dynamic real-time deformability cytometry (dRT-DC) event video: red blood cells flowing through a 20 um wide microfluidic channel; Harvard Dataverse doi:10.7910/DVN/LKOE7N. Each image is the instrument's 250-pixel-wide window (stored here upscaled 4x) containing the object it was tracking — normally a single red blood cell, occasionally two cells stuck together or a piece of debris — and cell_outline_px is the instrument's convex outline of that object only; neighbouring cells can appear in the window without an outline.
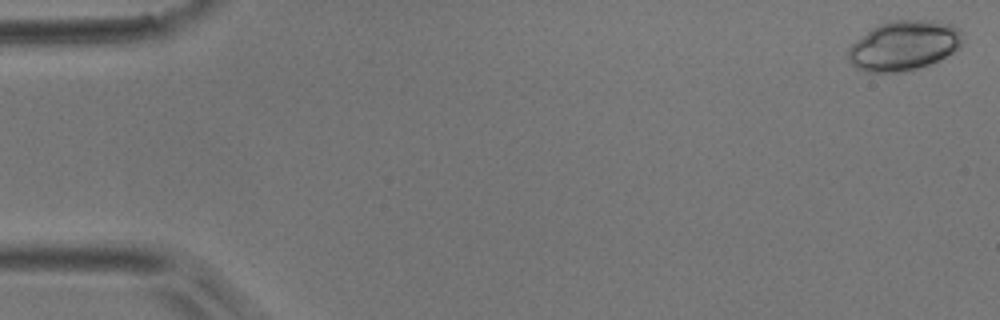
{"species": "common noctule bat (a hibernating species)", "species_latin": "Nyctalus noctula", "temperature_condition": "room temperature", "stored_images_in_passage": 52, "camera_frame_rate_fps": 3000, "um_per_image_px": 0.085, "animal": {"sex": "male", "body_mass_g": 17.9}, "frame": {"image": 1, "passage_image": 1, "time_ms": 0.0, "image_size_px": [1000, 320], "cell_outline_px": [[964, 44], [952, 52], [912, 72], [864, 72], [856, 68], [848, 60], [848, 48], [856, 40], [876, 24], [888, 20], [936, 20], [952, 24], [960, 28], [964, 40]], "centroid_in_image_um": [76.84, 3.86], "position_along_channel_um": 8.2, "area_um2": 33.76}}